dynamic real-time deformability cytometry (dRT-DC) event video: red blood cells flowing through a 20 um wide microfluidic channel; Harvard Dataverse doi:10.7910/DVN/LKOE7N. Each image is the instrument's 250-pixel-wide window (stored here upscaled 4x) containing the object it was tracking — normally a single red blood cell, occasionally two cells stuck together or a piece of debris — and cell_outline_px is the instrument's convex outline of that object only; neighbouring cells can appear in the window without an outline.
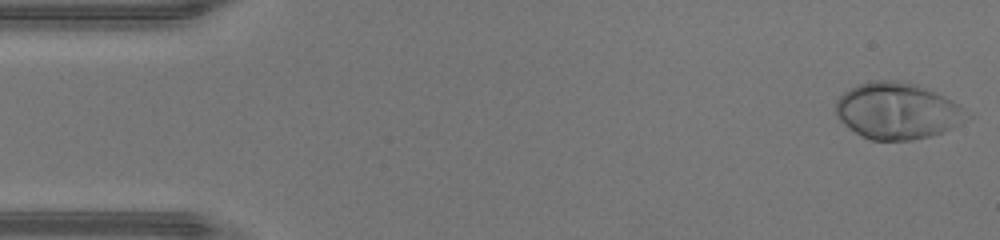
{"species": "human", "species_latin": "Homo sapiens", "temperature_condition": "warm", "stored_images_in_passage": 45, "camera_frame_rate_fps": 3000, "um_per_image_px": 0.085, "donor": {"sex": "male"}, "frame": {"image": 1, "passage_image": 1, "time_ms": 0.0, "image_size_px": [1000, 240], "cell_outline_px": [[976, 116], [952, 128], [928, 136], [912, 140], [872, 140], [856, 132], [844, 124], [836, 116], [836, 100], [844, 92], [856, 84], [872, 80], [900, 80], [924, 88], [952, 100], [960, 104]], "centroid_in_image_um": [76.31, 9.42], "position_along_channel_um": 8.7, "area_um2": 43.18}}
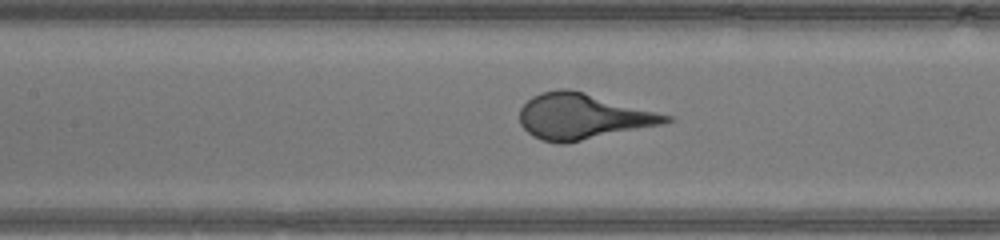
{"frame": {"image": 2, "passage_image": 20, "time_ms": 6.333, "image_size_px": [1000, 240], "cell_outline_px": [[676, 120], [660, 124], [564, 144], [560, 144], [540, 140], [532, 136], [520, 124], [520, 108], [532, 96], [540, 92], [560, 88], [568, 88], [584, 92], [672, 116]], "centroid_in_image_um": [49.48, 9.89], "position_along_channel_um": 157.9, "area_um2": 38.67}}
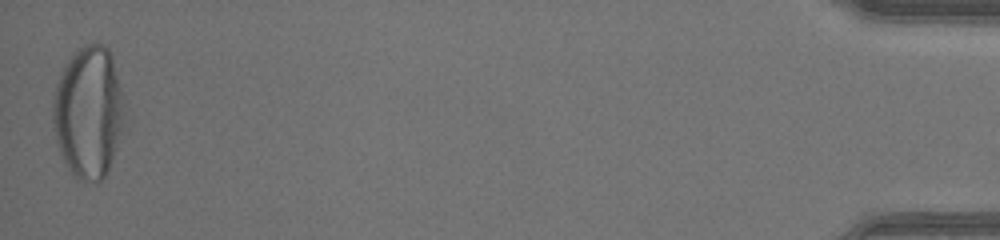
{"frame": {"image": 3, "passage_image": 45, "time_ms": 14.667, "image_size_px": [1000, 240], "cell_outline_px": [[132, 124], [108, 172], [96, 184], [80, 180], [68, 168], [60, 156], [56, 140], [52, 120], [52, 100], [56, 84], [68, 60], [84, 44], [104, 44], [108, 48], [112, 56], [132, 116]], "centroid_in_image_um": [7.67, 9.61], "position_along_channel_um": 427.5, "area_um2": 58.09}}